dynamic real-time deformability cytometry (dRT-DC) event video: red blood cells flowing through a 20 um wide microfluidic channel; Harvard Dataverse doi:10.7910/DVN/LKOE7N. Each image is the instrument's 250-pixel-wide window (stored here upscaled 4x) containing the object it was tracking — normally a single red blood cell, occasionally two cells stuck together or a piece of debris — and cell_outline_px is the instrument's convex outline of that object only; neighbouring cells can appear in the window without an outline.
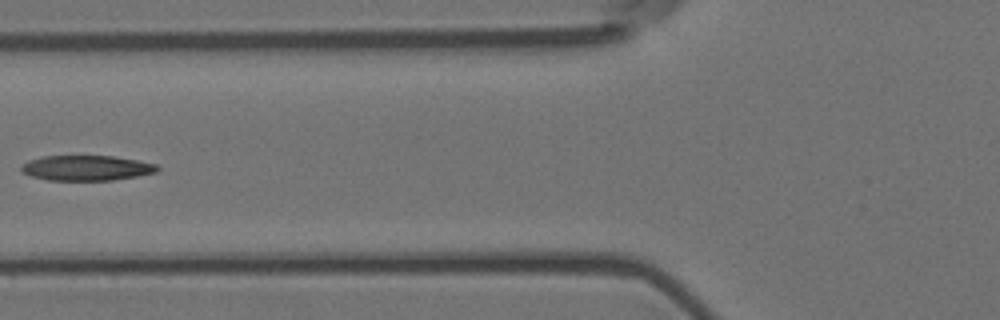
{"species": "Egyptian fruit bat (a non-hibernating species)", "species_latin": "Rousettus aegyptiacus", "temperature_condition": "room temperature", "stored_images_in_passage": 7, "camera_frame_rate_fps": 3000, "um_per_image_px": 0.085, "animal": {"sex": "female"}, "frame": {"image": 1, "passage_image": 6, "time_ms": 1.667, "image_size_px": [1000, 320], "cell_outline_px": [[160, 168], [156, 172], [136, 176], [112, 180], [48, 180], [32, 176], [20, 172], [20, 164], [28, 160], [40, 156], [112, 156], [136, 160], [156, 164]], "centroid_in_image_um": [7.29, 14.27], "position_along_channel_um": 118.5, "area_um2": 20.0}}
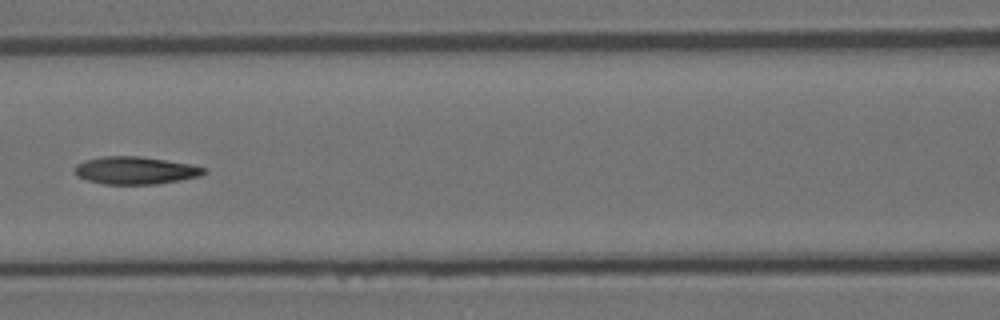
{"frame": {"image": 2, "passage_image": 7, "time_ms": 2.0, "image_size_px": [1000, 320], "cell_outline_px": [[208, 172], [200, 176], [180, 180], [156, 184], [104, 184], [88, 180], [76, 176], [76, 164], [84, 160], [100, 156], [140, 156], [192, 164], [204, 168]], "centroid_in_image_um": [11.51, 14.48], "position_along_channel_um": 155.1, "area_um2": 20.81}}